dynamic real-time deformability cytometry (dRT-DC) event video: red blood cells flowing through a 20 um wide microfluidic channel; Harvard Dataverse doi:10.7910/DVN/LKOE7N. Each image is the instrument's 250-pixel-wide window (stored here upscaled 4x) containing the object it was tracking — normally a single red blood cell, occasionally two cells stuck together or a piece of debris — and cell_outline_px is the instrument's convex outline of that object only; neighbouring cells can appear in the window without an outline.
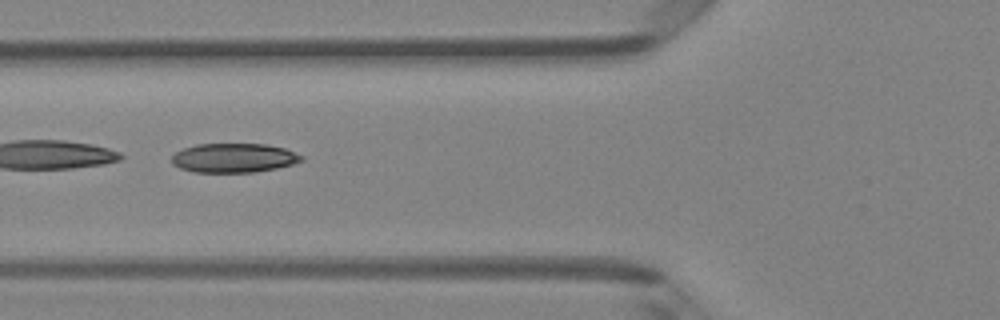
{"species": "Egyptian fruit bat (a non-hibernating species)", "species_latin": "Rousettus aegyptiacus", "temperature_condition": "room temperature", "stored_images_in_passage": 48, "camera_frame_rate_fps": 3000, "um_per_image_px": 0.085, "animal": {"sex": "female"}, "frame": {"image": 1, "passage_image": 19, "time_ms": 6.0, "image_size_px": [1000, 320], "cell_outline_px": [[304, 160], [292, 164], [276, 168], [256, 172], [192, 172], [180, 168], [172, 164], [172, 156], [176, 152], [184, 148], [196, 144], [264, 144], [284, 148], [304, 156]], "centroid_in_image_um": [19.87, 13.42], "position_along_channel_um": 105.9, "area_um2": 22.08}}
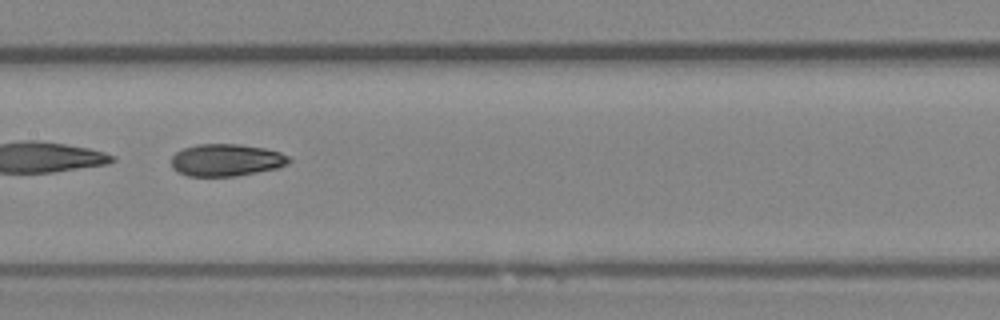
{"frame": {"image": 2, "passage_image": 25, "time_ms": 8.0, "image_size_px": [1000, 320], "cell_outline_px": [[292, 160], [288, 164], [276, 168], [236, 176], [188, 176], [172, 168], [172, 156], [176, 152], [184, 148], [196, 144], [236, 144], [264, 148], [280, 152], [288, 156]], "centroid_in_image_um": [19.23, 13.6], "position_along_channel_um": 188.2, "area_um2": 21.96}}
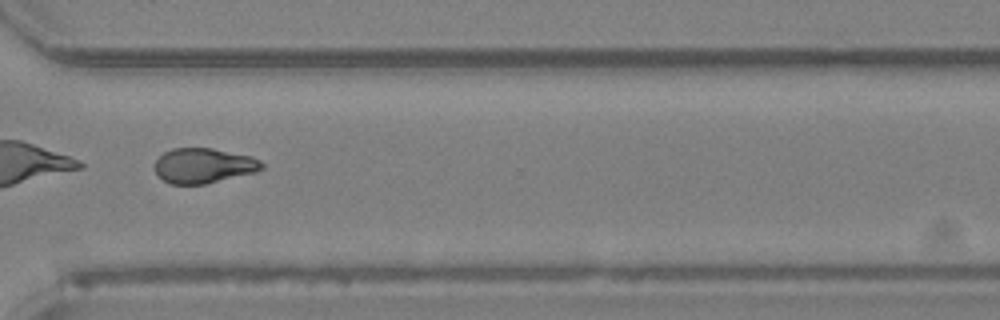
{"frame": {"image": 3, "passage_image": 37, "time_ms": 12.0, "image_size_px": [1000, 320], "cell_outline_px": [[264, 168], [256, 172], [204, 184], [172, 184], [164, 180], [156, 172], [156, 160], [164, 152], [172, 148], [212, 148], [252, 156], [260, 160], [264, 164]], "centroid_in_image_um": [17.34, 14.07], "position_along_channel_um": 353.3, "area_um2": 21.73}, "authors_computed_cell_mechanics": {"area_um2": 23.0044, "velocity_mm_per_s": 4.1235, "shape_relaxation_time_tau1_ms": 4.1864, "shape_relaxation_time_tau2_ms": 2.0297, "deformation_change_tau1": 0.1481, "deformation_change_tau2": 0.0682}}